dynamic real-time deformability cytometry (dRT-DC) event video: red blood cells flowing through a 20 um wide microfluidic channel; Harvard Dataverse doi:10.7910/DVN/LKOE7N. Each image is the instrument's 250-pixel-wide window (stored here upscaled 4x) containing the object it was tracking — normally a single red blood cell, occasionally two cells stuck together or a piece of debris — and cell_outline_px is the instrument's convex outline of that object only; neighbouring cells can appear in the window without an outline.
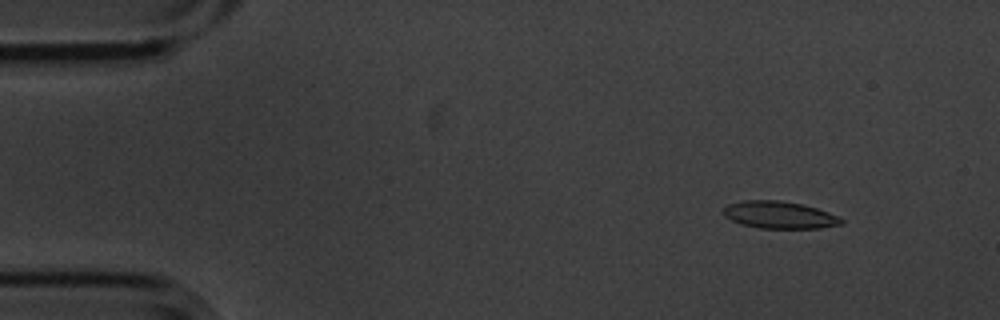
{"species": "common noctule bat (a hibernating species)", "species_latin": "Nyctalus noctula", "temperature_condition": "cold", "stored_images_in_passage": 6, "camera_frame_rate_fps": 3000, "um_per_image_px": 0.085, "animal": {"sex": "male", "body_mass_g": 20.1, "forearm_length_mm": 53.5}, "frame": {"image": 1, "passage_image": 2, "time_ms": 0.333, "image_size_px": [1000, 320], "cell_outline_px": [[844, 220], [840, 224], [820, 228], [760, 228], [744, 224], [732, 220], [724, 216], [720, 208], [724, 204], [744, 200], [780, 200], [804, 204], [840, 216]], "centroid_in_image_um": [66.2, 18.25], "position_along_channel_um": 18.8, "area_um2": 18.9}}
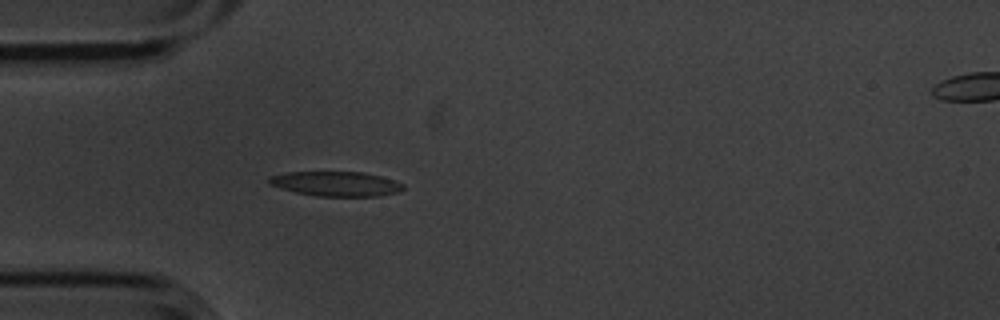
{"frame": {"image": 2, "passage_image": 5, "time_ms": 1.333, "image_size_px": [1000, 320], "cell_outline_px": [[404, 188], [400, 192], [376, 196], [316, 196], [296, 192], [280, 188], [268, 184], [268, 176], [288, 172], [364, 172], [396, 180], [404, 184]], "centroid_in_image_um": [28.57, 15.62], "position_along_channel_um": 56.4, "area_um2": 19.42}}